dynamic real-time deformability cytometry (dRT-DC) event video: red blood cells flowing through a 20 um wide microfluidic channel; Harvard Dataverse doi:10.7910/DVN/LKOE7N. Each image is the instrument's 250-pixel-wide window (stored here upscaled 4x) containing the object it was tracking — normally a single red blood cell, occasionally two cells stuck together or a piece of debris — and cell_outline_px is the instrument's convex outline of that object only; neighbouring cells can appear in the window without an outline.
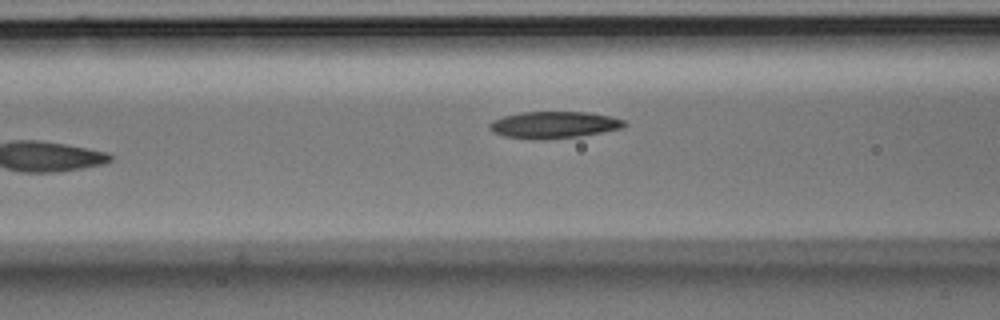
{"species": "Egyptian fruit bat (a non-hibernating species)", "species_latin": "Rousettus aegyptiacus", "temperature_condition": "room temperature", "stored_images_in_passage": 7, "camera_frame_rate_fps": 3000, "um_per_image_px": 0.085, "animal": {"sex": "male"}, "frame": {"image": 1, "passage_image": 7, "time_ms": 2.0, "image_size_px": [1000, 320], "cell_outline_px": [[628, 124], [620, 128], [580, 136], [504, 136], [492, 132], [488, 128], [488, 124], [492, 120], [504, 116], [520, 112], [588, 112], [608, 116], [624, 120]], "centroid_in_image_um": [47.08, 10.55], "position_along_channel_um": 119.5, "area_um2": 19.88}}